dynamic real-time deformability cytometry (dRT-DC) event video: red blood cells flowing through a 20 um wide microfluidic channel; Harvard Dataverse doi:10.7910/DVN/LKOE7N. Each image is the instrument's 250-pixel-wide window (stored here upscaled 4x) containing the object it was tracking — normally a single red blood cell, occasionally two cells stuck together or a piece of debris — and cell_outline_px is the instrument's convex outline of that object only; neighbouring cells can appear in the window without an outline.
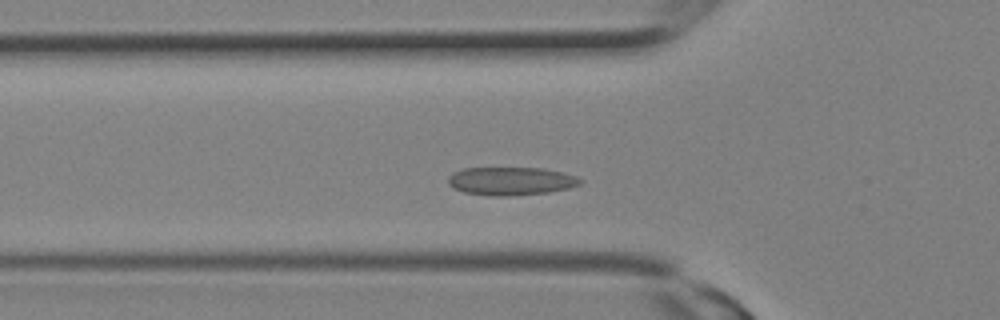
{"species": "Egyptian fruit bat (a non-hibernating species)", "species_latin": "Rousettus aegyptiacus", "temperature_condition": "room temperature", "stored_images_in_passage": 15, "camera_frame_rate_fps": 3000, "um_per_image_px": 0.085, "animal": {"sex": "female"}, "frame": {"image": 1, "passage_image": 4, "time_ms": 1.0, "image_size_px": [1000, 320], "cell_outline_px": [[584, 180], [580, 184], [568, 188], [548, 192], [508, 196], [492, 196], [464, 192], [448, 184], [448, 176], [452, 172], [464, 168], [544, 168], [576, 176]], "centroid_in_image_um": [43.42, 15.38], "position_along_channel_um": 82.4, "area_um2": 21.62}}
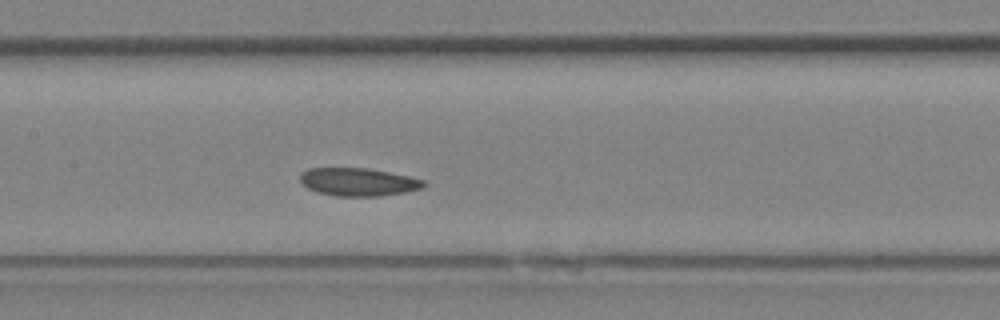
{"frame": {"image": 2, "passage_image": 8, "time_ms": 2.333, "image_size_px": [1000, 320], "cell_outline_px": [[428, 184], [424, 188], [404, 192], [380, 196], [332, 196], [316, 192], [308, 188], [300, 180], [300, 172], [308, 168], [368, 168], [408, 176], [424, 180]], "centroid_in_image_um": [30.45, 15.47], "position_along_channel_um": 177.0, "area_um2": 20.29}}
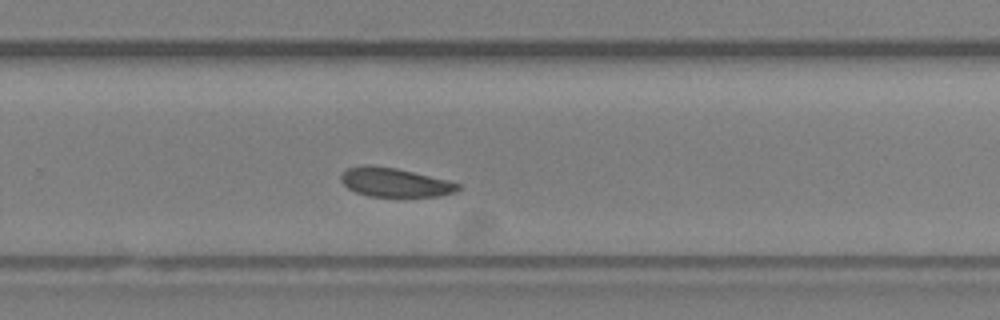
{"frame": {"image": 3, "passage_image": 13, "time_ms": 4.0, "image_size_px": [1000, 320], "cell_outline_px": [[460, 188], [456, 192], [440, 196], [368, 196], [356, 192], [348, 188], [340, 180], [340, 176], [348, 168], [396, 168], [448, 180], [460, 184]], "centroid_in_image_um": [33.64, 15.55], "position_along_channel_um": 296.2, "area_um2": 18.96}}